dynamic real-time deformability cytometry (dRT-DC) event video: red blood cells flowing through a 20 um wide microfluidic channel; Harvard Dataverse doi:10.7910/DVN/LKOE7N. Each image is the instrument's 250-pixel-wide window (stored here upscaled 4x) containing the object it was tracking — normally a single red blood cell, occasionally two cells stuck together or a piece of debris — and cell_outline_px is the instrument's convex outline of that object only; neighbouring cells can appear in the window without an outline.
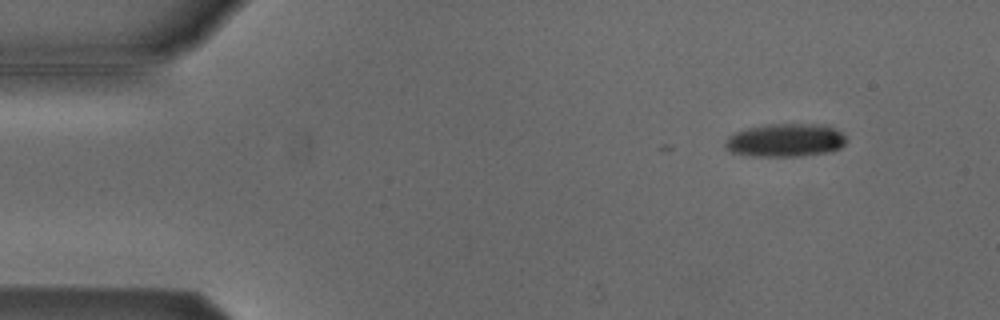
{"species": "Egyptian fruit bat (a non-hibernating species)", "species_latin": "Rousettus aegyptiacus", "temperature_condition": "cold", "stored_images_in_passage": 10, "camera_frame_rate_fps": 3000, "um_per_image_px": 0.085, "animal": {"sex": "male"}, "frame": {"image": 1, "passage_image": 6, "time_ms": 1.667, "image_size_px": [1000, 320], "cell_outline_px": [[848, 140], [840, 148], [832, 152], [800, 156], [752, 156], [732, 152], [724, 144], [728, 136], [736, 132], [748, 128], [768, 124], [828, 124], [836, 128]], "centroid_in_image_um": [66.82, 11.91], "position_along_channel_um": 18.2, "area_um2": 23.58}}